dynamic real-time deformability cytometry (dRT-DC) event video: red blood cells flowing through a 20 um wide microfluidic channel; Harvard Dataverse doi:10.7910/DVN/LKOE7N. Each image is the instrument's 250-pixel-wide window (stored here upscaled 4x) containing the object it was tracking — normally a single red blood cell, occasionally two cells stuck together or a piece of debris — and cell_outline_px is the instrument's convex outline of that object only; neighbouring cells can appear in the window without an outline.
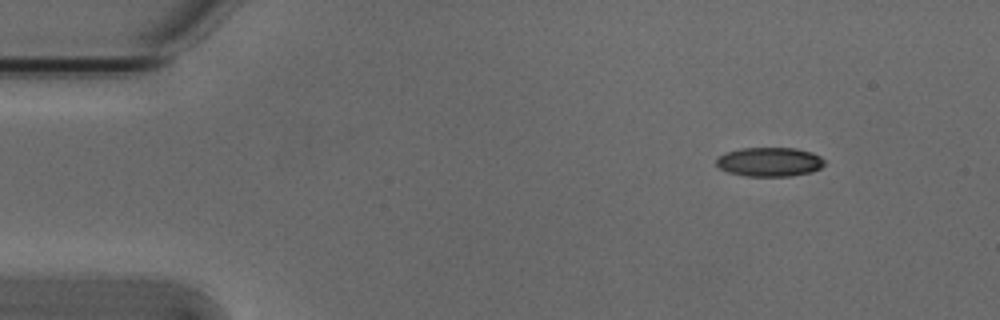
{"species": "Egyptian fruit bat (a non-hibernating species)", "species_latin": "Rousettus aegyptiacus", "temperature_condition": "cold", "stored_images_in_passage": 49, "camera_frame_rate_fps": 3000, "um_per_image_px": 0.085, "animal": {"sex": "male"}, "frame": {"image": 1, "passage_image": 1, "time_ms": 0.0, "image_size_px": [1000, 320], "cell_outline_px": [[824, 164], [820, 168], [808, 172], [792, 176], [744, 176], [728, 172], [720, 168], [716, 164], [716, 160], [724, 152], [740, 148], [796, 148], [812, 152], [820, 156], [824, 160]], "centroid_in_image_um": [65.39, 13.75], "position_along_channel_um": 19.6, "area_um2": 18.38}}
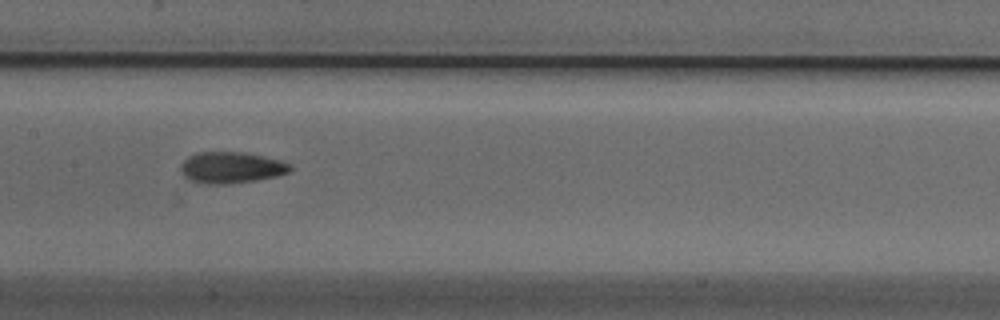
{"frame": {"image": 2, "passage_image": 21, "time_ms": 6.667, "image_size_px": [1000, 320], "cell_outline_px": [[292, 168], [288, 172], [276, 176], [256, 180], [228, 184], [204, 184], [192, 180], [184, 176], [180, 168], [184, 160], [188, 156], [196, 152], [244, 152], [264, 156], [280, 160], [292, 164]], "centroid_in_image_um": [19.66, 14.23], "position_along_channel_um": 187.7, "area_um2": 20.0}}
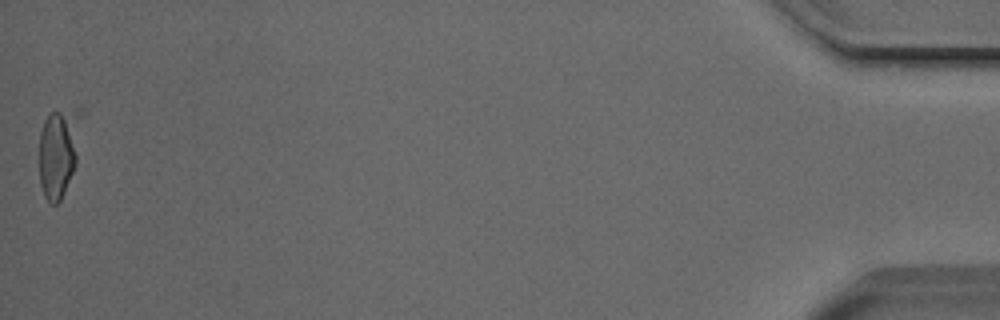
{"frame": {"image": 3, "passage_image": 48, "time_ms": 15.667, "image_size_px": [1000, 320], "cell_outline_px": [[76, 164], [60, 200], [56, 204], [52, 204], [44, 196], [40, 184], [40, 132], [44, 120], [52, 112], [60, 112], [64, 116], [76, 156]], "centroid_in_image_um": [4.73, 13.35], "position_along_channel_um": 430.5, "area_um2": 17.92}, "authors_computed_cell_mechanics": {"area_um2": 19.0162, "velocity_mm_per_s": 3.8393, "shape_relaxation_time_tau1_ms": 3.9612, "shape_relaxation_time_tau2_ms": 1.9769, "deformation_change_tau1": 0.1408, "deformation_change_tau2": 0.0872}}